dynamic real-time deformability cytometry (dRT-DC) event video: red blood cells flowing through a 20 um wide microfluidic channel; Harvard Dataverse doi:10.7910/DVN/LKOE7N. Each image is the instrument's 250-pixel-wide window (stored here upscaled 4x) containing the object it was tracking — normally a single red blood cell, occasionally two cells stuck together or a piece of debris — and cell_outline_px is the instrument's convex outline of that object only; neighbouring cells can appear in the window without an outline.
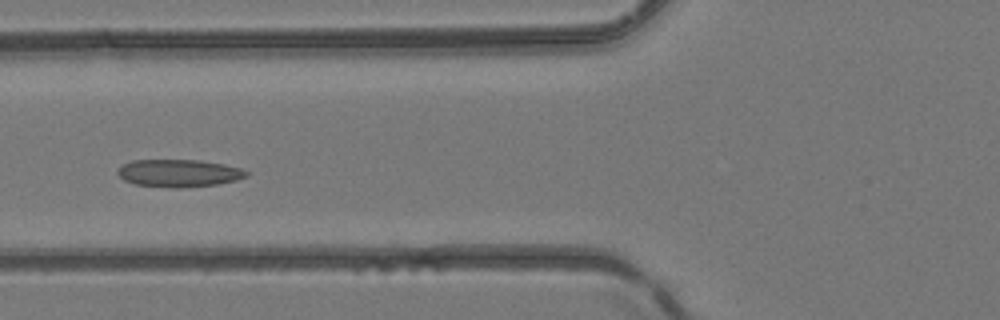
{"species": "common noctule bat (a hibernating species)", "species_latin": "Nyctalus noctula", "temperature_condition": "room temperature", "stored_images_in_passage": 5, "camera_frame_rate_fps": 3000, "um_per_image_px": 0.085, "animal": {"sex": "female", "body_mass_g": 24.6, "forearm_length_mm": 56.2}, "frame": {"image": 1, "passage_image": 5, "time_ms": 5.333, "image_size_px": [1000, 320], "cell_outline_px": [[248, 176], [236, 180], [216, 184], [180, 188], [172, 188], [136, 184], [124, 180], [116, 172], [124, 164], [132, 160], [200, 160], [224, 164], [240, 168], [248, 172]], "centroid_in_image_um": [15.21, 14.71], "position_along_channel_um": 110.6, "area_um2": 20.52}}